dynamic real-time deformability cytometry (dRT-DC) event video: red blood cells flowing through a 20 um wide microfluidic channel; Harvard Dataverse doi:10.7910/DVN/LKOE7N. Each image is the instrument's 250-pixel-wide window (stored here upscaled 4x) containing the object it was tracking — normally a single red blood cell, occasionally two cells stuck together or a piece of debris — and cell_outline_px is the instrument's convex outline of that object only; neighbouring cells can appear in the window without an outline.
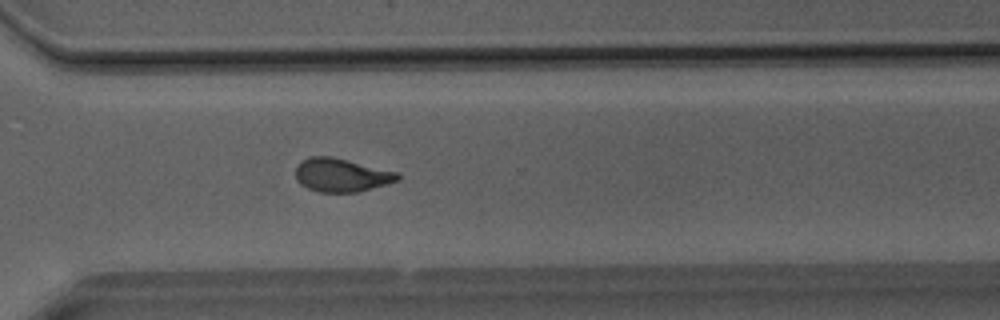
{"species": "Egyptian fruit bat (a non-hibernating species)", "species_latin": "Rousettus aegyptiacus", "temperature_condition": "room temperature", "stored_images_in_passage": 37, "camera_frame_rate_fps": 3000, "um_per_image_px": 0.085, "animal": {"sex": "male"}, "frame": {"image": 1, "passage_image": 26, "time_ms": 8.333, "image_size_px": [1000, 320], "cell_outline_px": [[400, 180], [356, 192], [320, 192], [308, 188], [300, 184], [296, 180], [296, 164], [312, 156], [332, 156], [400, 172]], "centroid_in_image_um": [29.03, 14.87], "position_along_channel_um": 341.6, "area_um2": 19.94}}
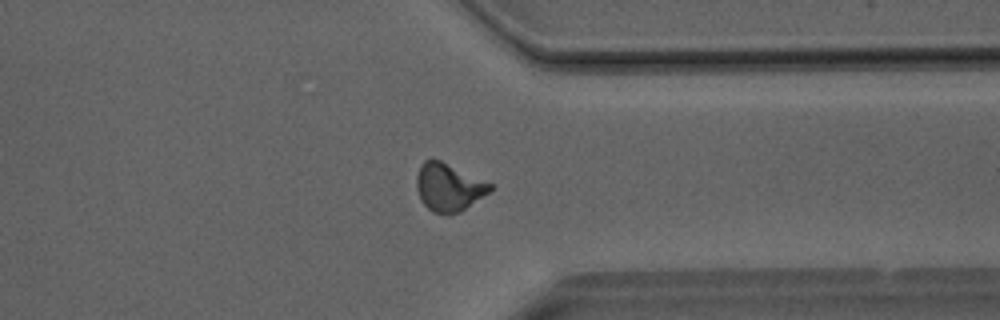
{"frame": {"image": 2, "passage_image": 28, "time_ms": 9.0, "image_size_px": [1000, 320], "cell_outline_px": [[492, 188], [488, 192], [460, 212], [448, 216], [432, 212], [420, 200], [416, 188], [416, 176], [420, 164], [424, 160], [432, 156], [492, 184]], "centroid_in_image_um": [38.07, 15.91], "position_along_channel_um": 373.3, "area_um2": 20.69}}
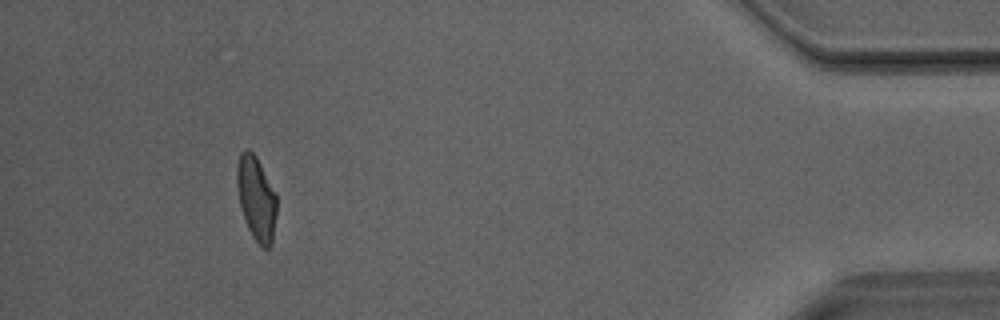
{"frame": {"image": 3, "passage_image": 34, "time_ms": 11.0, "image_size_px": [1000, 320], "cell_outline_px": [[276, 212], [272, 244], [268, 248], [264, 248], [252, 236], [244, 220], [240, 204], [236, 184], [236, 168], [240, 152], [244, 148], [248, 148], [256, 156], [276, 196]], "centroid_in_image_um": [21.76, 16.84], "position_along_channel_um": 413.4, "area_um2": 19.31}}